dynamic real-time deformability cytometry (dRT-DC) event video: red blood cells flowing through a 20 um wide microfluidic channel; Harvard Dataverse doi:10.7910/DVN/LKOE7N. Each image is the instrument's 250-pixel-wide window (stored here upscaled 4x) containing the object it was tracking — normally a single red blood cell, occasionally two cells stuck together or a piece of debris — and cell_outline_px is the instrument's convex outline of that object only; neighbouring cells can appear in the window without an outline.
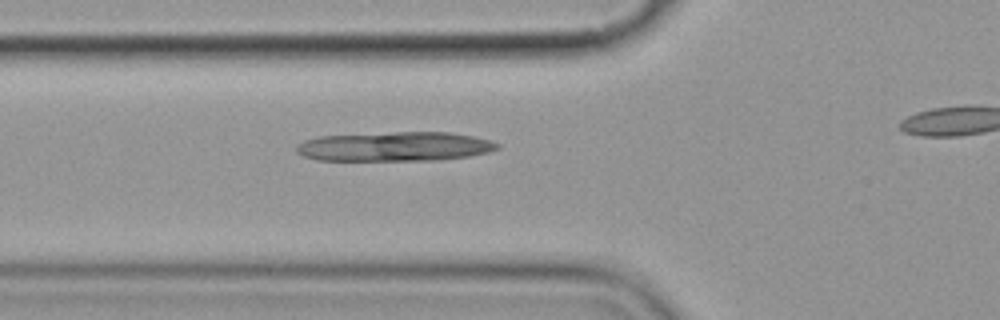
{"species": "common noctule bat (a hibernating species)", "species_latin": "Nyctalus noctula", "temperature_condition": "cold", "stored_images_in_passage": 5, "segment_of_instrument_passage": [1, 2], "camera_frame_rate_fps": 3000, "um_per_image_px": 0.085, "animal": {"sex": "female", "body_mass_g": 19.9}, "frame": {"image": 1, "passage_image": 4, "time_ms": 3.333, "image_size_px": [1000, 320], "cell_outline_px": [[500, 148], [488, 152], [468, 156], [440, 160], [316, 160], [304, 156], [296, 152], [296, 144], [304, 140], [320, 136], [396, 132], [448, 132], [472, 136], [488, 140], [500, 144]], "centroid_in_image_um": [33.54, 12.45], "position_along_channel_um": 92.3, "area_um2": 34.33}}